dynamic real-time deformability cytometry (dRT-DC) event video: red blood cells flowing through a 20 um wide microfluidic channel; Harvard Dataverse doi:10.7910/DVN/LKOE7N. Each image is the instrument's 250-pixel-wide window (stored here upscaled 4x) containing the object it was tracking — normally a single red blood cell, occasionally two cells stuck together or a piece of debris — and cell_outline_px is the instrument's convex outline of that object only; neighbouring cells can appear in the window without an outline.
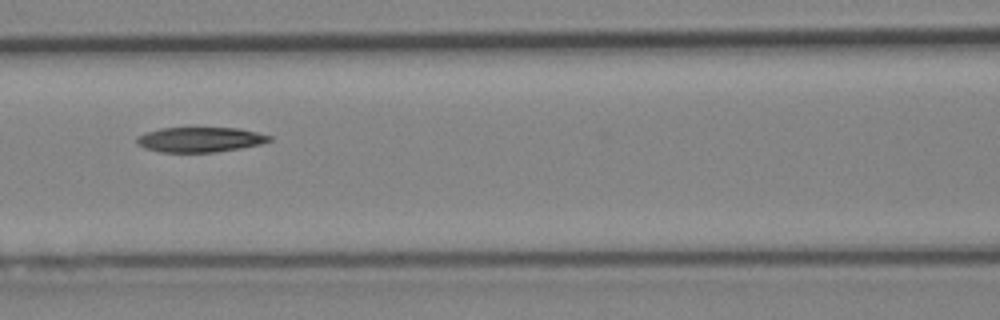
{"species": "Egyptian fruit bat (a non-hibernating species)", "species_latin": "Rousettus aegyptiacus", "temperature_condition": "cold", "stored_images_in_passage": 7, "camera_frame_rate_fps": 3000, "um_per_image_px": 0.085, "animal": {"sex": "female"}, "frame": {"image": 1, "passage_image": 6, "time_ms": 6.667, "image_size_px": [1000, 320], "cell_outline_px": [[272, 140], [260, 144], [240, 148], [216, 152], [160, 152], [144, 148], [136, 140], [136, 136], [144, 132], [160, 128], [240, 128], [272, 136]], "centroid_in_image_um": [16.99, 11.86], "position_along_channel_um": 149.6, "area_um2": 19.31}}
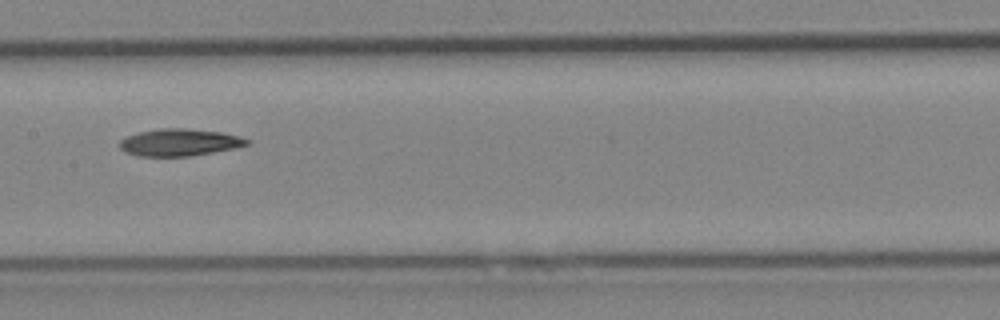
{"frame": {"image": 2, "passage_image": 7, "time_ms": 7.667, "image_size_px": [1000, 320], "cell_outline_px": [[252, 144], [212, 152], [188, 156], [140, 156], [124, 152], [120, 148], [120, 140], [128, 136], [140, 132], [160, 128], [184, 128], [224, 132], [252, 140]], "centroid_in_image_um": [15.29, 12.09], "position_along_channel_um": 192.1, "area_um2": 20.06}}